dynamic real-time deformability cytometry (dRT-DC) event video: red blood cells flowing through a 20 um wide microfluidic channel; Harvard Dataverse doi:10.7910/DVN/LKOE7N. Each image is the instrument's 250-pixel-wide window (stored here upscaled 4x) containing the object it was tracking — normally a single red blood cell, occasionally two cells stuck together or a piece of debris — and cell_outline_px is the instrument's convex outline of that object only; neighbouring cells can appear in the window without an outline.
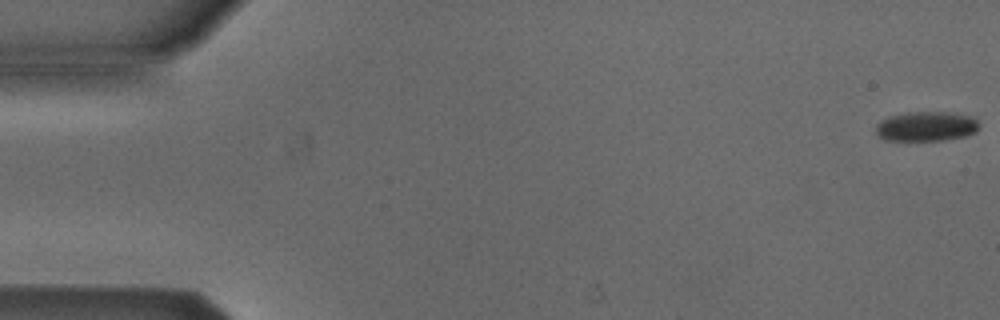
{"species": "Egyptian fruit bat (a non-hibernating species)", "species_latin": "Rousettus aegyptiacus", "temperature_condition": "cold", "stored_images_in_passage": 7, "camera_frame_rate_fps": 3000, "um_per_image_px": 0.085, "animal": {"sex": "male"}, "frame": {"image": 1, "passage_image": 1, "time_ms": 0.0, "image_size_px": [1000, 320], "cell_outline_px": [[980, 124], [976, 132], [964, 136], [940, 140], [884, 140], [876, 132], [876, 124], [880, 120], [888, 116], [908, 112], [948, 112], [972, 116]], "centroid_in_image_um": [78.72, 10.73], "position_along_channel_um": 6.3, "area_um2": 17.86}}